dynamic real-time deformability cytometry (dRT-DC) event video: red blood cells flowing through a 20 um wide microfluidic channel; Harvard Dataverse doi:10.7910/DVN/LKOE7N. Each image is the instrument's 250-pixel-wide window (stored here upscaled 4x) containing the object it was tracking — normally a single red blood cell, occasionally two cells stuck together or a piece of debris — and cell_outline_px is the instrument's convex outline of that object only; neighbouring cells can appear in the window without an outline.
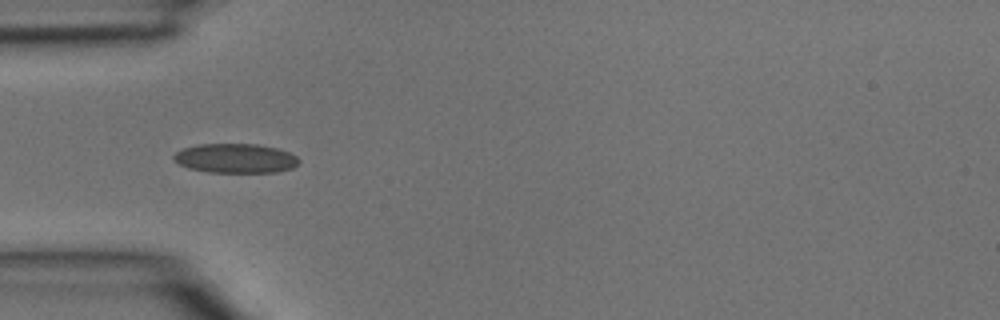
{"species": "common noctule bat (a hibernating species)", "species_latin": "Nyctalus noctula", "temperature_condition": "room temperature", "stored_images_in_passage": 4, "camera_frame_rate_fps": 3000, "um_per_image_px": 0.085, "animal": {"sex": "male", "body_mass_g": 15.6}, "frame": {"image": 1, "passage_image": 2, "time_ms": 0.333, "image_size_px": [1000, 320], "cell_outline_px": [[300, 160], [292, 168], [276, 172], [208, 172], [188, 168], [172, 160], [172, 156], [176, 152], [184, 148], [200, 144], [256, 144], [276, 148], [288, 152], [296, 156]], "centroid_in_image_um": [19.99, 13.46], "position_along_channel_um": 65.0, "area_um2": 21.33}}
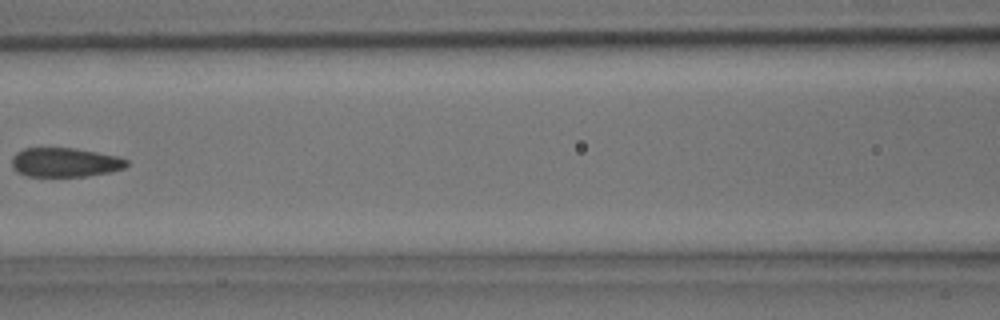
{"frame": {"image": 2, "passage_image": 4, "time_ms": 1.0, "image_size_px": [1000, 320], "cell_outline_px": [[128, 164], [124, 168], [112, 172], [88, 176], [28, 176], [16, 172], [12, 168], [12, 156], [16, 152], [24, 148], [72, 148], [120, 156], [128, 160]], "centroid_in_image_um": [5.53, 13.8], "position_along_channel_um": 161.1, "area_um2": 19.71}}